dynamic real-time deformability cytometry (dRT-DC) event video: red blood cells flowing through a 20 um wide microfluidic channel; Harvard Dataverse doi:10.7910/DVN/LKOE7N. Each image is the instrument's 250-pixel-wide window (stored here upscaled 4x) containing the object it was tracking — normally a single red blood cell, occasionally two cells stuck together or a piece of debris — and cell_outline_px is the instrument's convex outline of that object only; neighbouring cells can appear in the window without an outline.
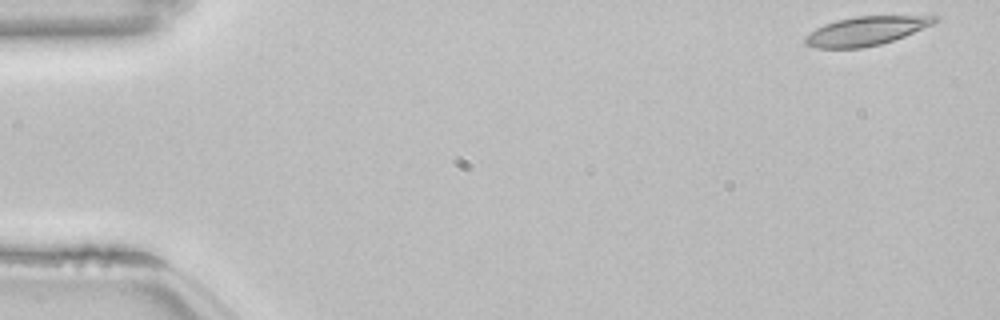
{"species": "common noctule bat (a hibernating species)", "species_latin": "Nyctalus noctula", "temperature_condition": "room temperature", "stored_images_in_passage": 52, "camera_frame_rate_fps": 3000, "um_per_image_px": 0.085, "animal": {"sex": "female", "body_mass_g": 22.7, "forearm_length_mm": 54.2}, "frame": {"image": 1, "passage_image": 1, "time_ms": 0.0, "image_size_px": [1000, 320], "cell_outline_px": [[940, 20], [932, 24], [904, 36], [880, 44], [864, 48], [816, 48], [804, 44], [804, 36], [816, 28], [824, 24], [836, 20], [856, 16], [940, 16]], "centroid_in_image_um": [73.56, 2.63], "position_along_channel_um": 11.4, "area_um2": 21.73}}
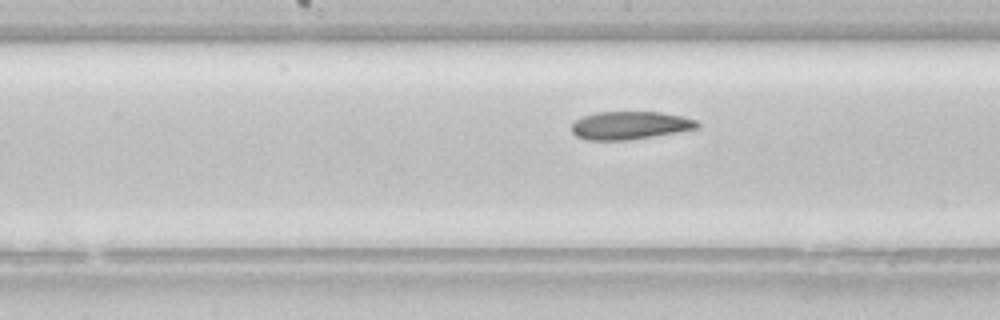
{"frame": {"image": 2, "passage_image": 26, "time_ms": 8.333, "image_size_px": [1000, 320], "cell_outline_px": [[700, 128], [628, 140], [588, 140], [576, 136], [572, 132], [572, 124], [576, 120], [584, 116], [596, 112], [660, 112], [680, 116], [696, 120], [700, 124]], "centroid_in_image_um": [53.54, 10.66], "position_along_channel_um": 194.7, "area_um2": 20.35}}
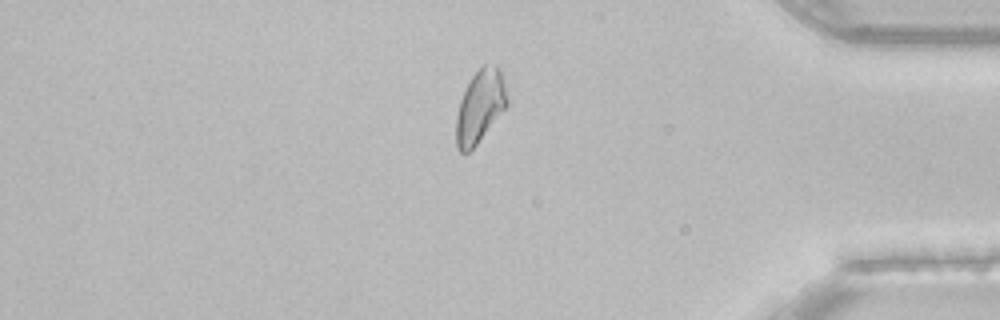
{"frame": {"image": 3, "passage_image": 44, "time_ms": 14.333, "image_size_px": [1000, 320], "cell_outline_px": [[508, 104], [476, 144], [468, 152], [460, 152], [456, 148], [456, 116], [460, 100], [472, 76], [484, 64], [496, 64], [500, 68], [504, 80], [508, 100]], "centroid_in_image_um": [40.8, 9.01], "position_along_channel_um": 394.4, "area_um2": 21.33}, "authors_computed_cell_mechanics": {"area_um2": 21.675, "velocity_mm_per_s": 3.8253, "shape_relaxation_time_tau1_ms": null, "shape_relaxation_time_tau2_ms": 5.6657, "deformation_change_tau1": null, "deformation_change_tau2": 0.1242}}